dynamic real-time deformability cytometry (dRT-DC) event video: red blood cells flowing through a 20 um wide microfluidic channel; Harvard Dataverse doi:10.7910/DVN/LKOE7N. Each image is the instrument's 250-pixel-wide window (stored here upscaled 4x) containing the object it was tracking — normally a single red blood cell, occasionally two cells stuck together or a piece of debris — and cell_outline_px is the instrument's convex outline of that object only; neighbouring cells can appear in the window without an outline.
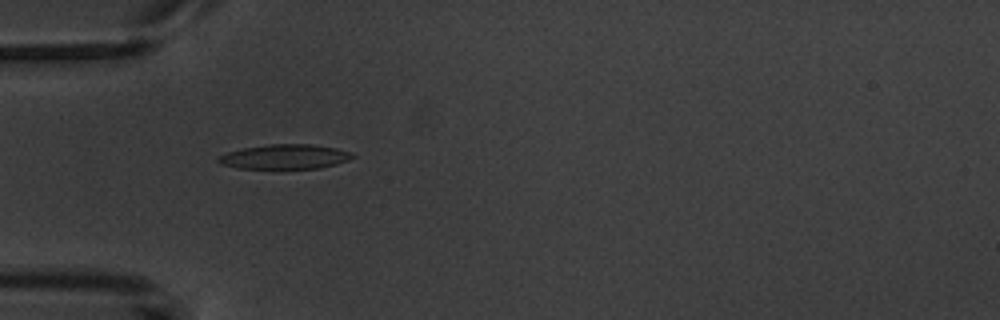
{"species": "common noctule bat (a hibernating species)", "species_latin": "Nyctalus noctula", "temperature_condition": "warm", "stored_images_in_passage": 8, "camera_frame_rate_fps": 3000, "um_per_image_px": 0.085, "animal": {"sex": "male", "body_mass_g": 20.1, "forearm_length_mm": 53.5}, "frame": {"image": 1, "passage_image": 5, "time_ms": 5.667, "image_size_px": [1000, 320], "cell_outline_px": [[356, 156], [348, 160], [336, 164], [320, 168], [236, 168], [220, 164], [216, 160], [220, 156], [228, 152], [244, 148], [268, 144], [308, 144], [336, 148], [352, 152]], "centroid_in_image_um": [24.23, 13.32], "position_along_channel_um": 60.8, "area_um2": 19.13}}
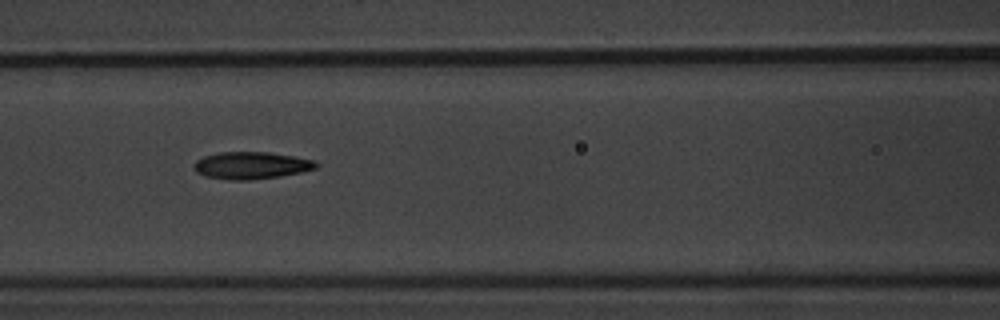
{"frame": {"image": 2, "passage_image": 7, "time_ms": 8.0, "image_size_px": [1000, 320], "cell_outline_px": [[320, 164], [316, 168], [300, 172], [280, 176], [248, 180], [232, 180], [204, 176], [196, 172], [192, 164], [196, 160], [204, 156], [220, 152], [268, 152], [316, 160]], "centroid_in_image_um": [21.34, 14.06], "position_along_channel_um": 145.3, "area_um2": 19.36}}
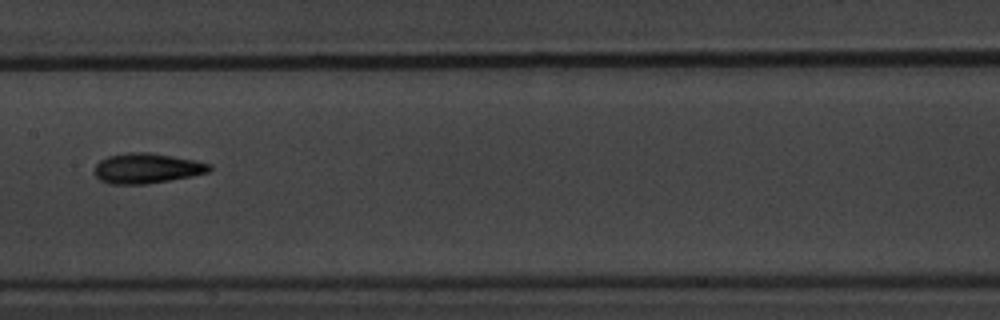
{"frame": {"image": 3, "passage_image": 8, "time_ms": 9.333, "image_size_px": [1000, 320], "cell_outline_px": [[212, 168], [208, 172], [192, 176], [144, 184], [112, 184], [100, 180], [92, 172], [96, 164], [100, 160], [108, 156], [128, 152], [148, 152], [196, 160], [212, 164]], "centroid_in_image_um": [12.47, 14.3], "position_along_channel_um": 194.9, "area_um2": 20.23}}